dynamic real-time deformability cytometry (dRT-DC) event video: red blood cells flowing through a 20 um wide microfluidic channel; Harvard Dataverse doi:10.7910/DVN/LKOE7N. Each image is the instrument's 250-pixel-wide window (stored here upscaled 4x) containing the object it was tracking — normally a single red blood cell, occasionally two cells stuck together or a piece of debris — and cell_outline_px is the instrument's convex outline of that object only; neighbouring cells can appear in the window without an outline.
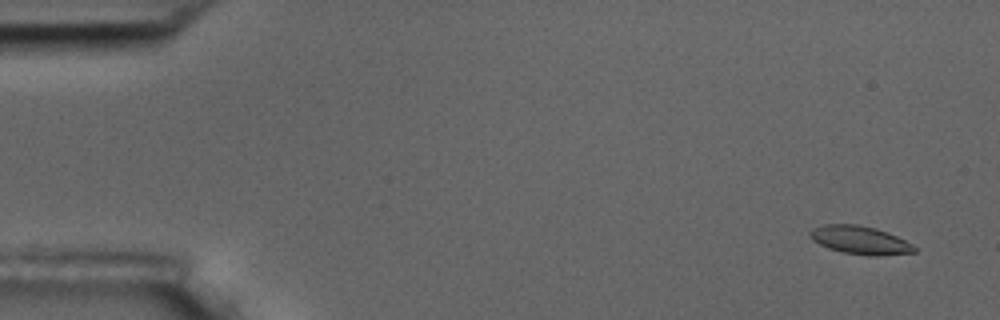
{"species": "common noctule bat (a hibernating species)", "species_latin": "Nyctalus noctula", "temperature_condition": "room temperature", "stored_images_in_passage": 5, "camera_frame_rate_fps": 3000, "um_per_image_px": 0.085, "animal": {"sex": "male", "body_mass_g": 17.5, "forearm_length_mm": 52.3}, "frame": {"image": 1, "passage_image": 2, "time_ms": 1.0, "image_size_px": [1000, 320], "cell_outline_px": [[916, 252], [876, 256], [868, 256], [844, 252], [828, 248], [812, 240], [808, 236], [808, 232], [812, 228], [824, 224], [856, 224], [876, 228], [888, 232], [912, 244], [916, 248]], "centroid_in_image_um": [73.07, 20.4], "position_along_channel_um": 11.9, "area_um2": 17.22}}
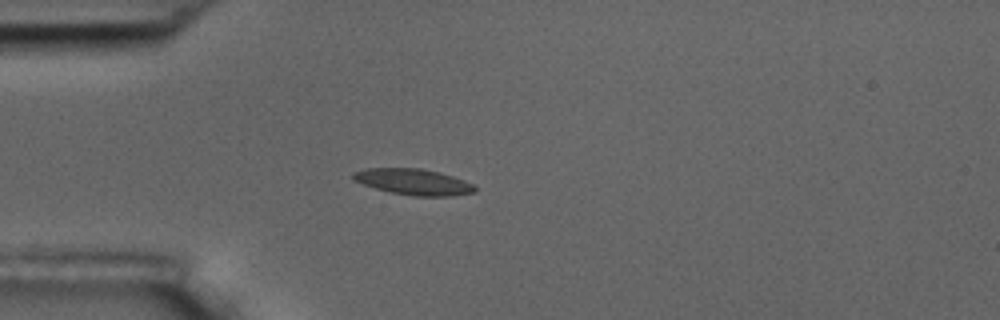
{"frame": {"image": 2, "passage_image": 5, "time_ms": 5.333, "image_size_px": [1000, 320], "cell_outline_px": [[476, 192], [452, 196], [416, 196], [392, 192], [376, 188], [364, 184], [356, 180], [352, 176], [352, 172], [368, 168], [420, 168], [440, 172], [464, 180], [472, 184], [476, 188]], "centroid_in_image_um": [35.18, 15.45], "position_along_channel_um": 49.8, "area_um2": 18.26}}